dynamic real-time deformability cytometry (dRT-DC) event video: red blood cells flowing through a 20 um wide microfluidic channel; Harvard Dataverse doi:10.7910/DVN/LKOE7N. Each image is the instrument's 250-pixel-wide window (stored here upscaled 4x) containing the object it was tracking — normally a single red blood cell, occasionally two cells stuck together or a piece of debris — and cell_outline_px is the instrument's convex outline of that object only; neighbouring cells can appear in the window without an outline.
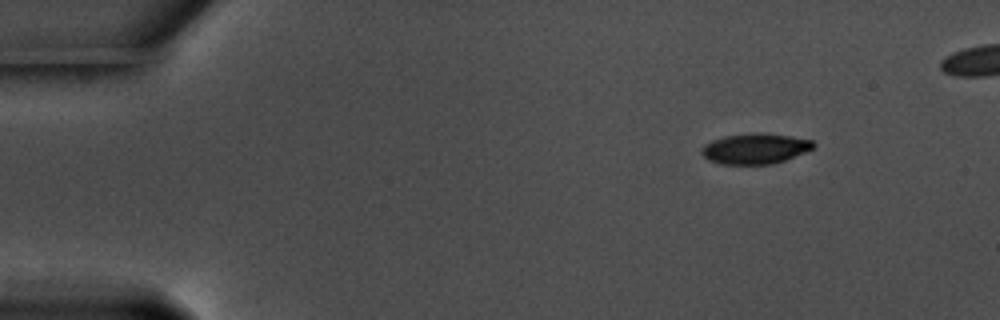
{"species": "common noctule bat (a hibernating species)", "species_latin": "Nyctalus noctula", "temperature_condition": "warm", "stored_images_in_passage": 49, "camera_frame_rate_fps": 3000, "um_per_image_px": 0.085, "animal": {"sex": "male", "body_mass_g": 17.5, "forearm_length_mm": 52.3}, "frame": {"image": 1, "passage_image": 1, "time_ms": 0.0, "image_size_px": [1000, 320], "cell_outline_px": [[816, 144], [812, 148], [804, 152], [784, 160], [772, 164], [720, 164], [708, 160], [700, 152], [700, 148], [704, 144], [712, 140], [724, 136], [752, 132], [760, 132], [792, 136], [812, 140]], "centroid_in_image_um": [64.14, 12.62], "position_along_channel_um": 20.9, "area_um2": 20.0}}
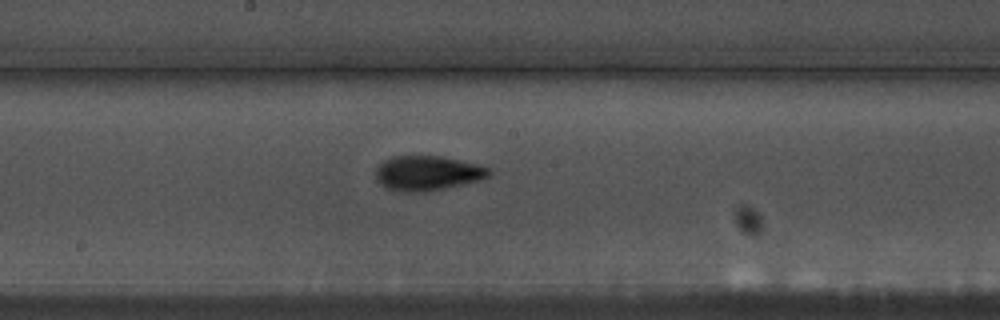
{"frame": {"image": 2, "passage_image": 25, "time_ms": 8.0, "image_size_px": [1000, 320], "cell_outline_px": [[492, 172], [488, 176], [476, 180], [444, 188], [424, 192], [408, 192], [388, 188], [380, 184], [376, 176], [376, 168], [384, 160], [392, 156], [440, 156], [460, 160], [476, 164], [488, 168]], "centroid_in_image_um": [36.3, 14.7], "position_along_channel_um": 211.9, "area_um2": 22.48}}
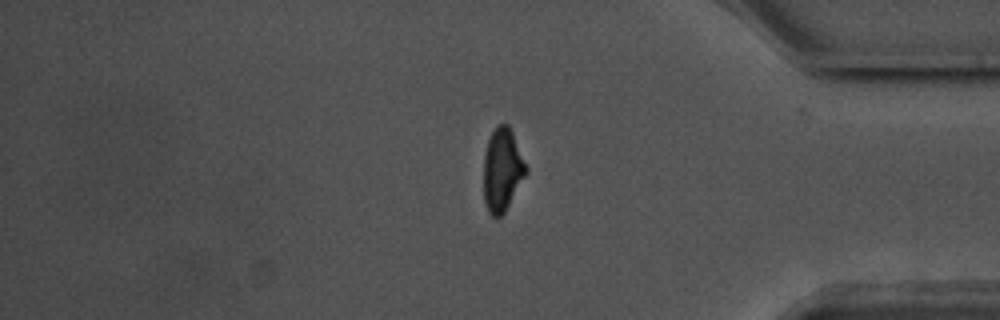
{"frame": {"image": 3, "passage_image": 42, "time_ms": 13.667, "image_size_px": [1000, 320], "cell_outline_px": [[528, 172], [504, 212], [500, 216], [492, 216], [488, 212], [484, 200], [484, 156], [488, 140], [496, 124], [508, 124], [512, 132], [528, 168]], "centroid_in_image_um": [42.7, 14.42], "position_along_channel_um": 392.5, "area_um2": 20.4}}